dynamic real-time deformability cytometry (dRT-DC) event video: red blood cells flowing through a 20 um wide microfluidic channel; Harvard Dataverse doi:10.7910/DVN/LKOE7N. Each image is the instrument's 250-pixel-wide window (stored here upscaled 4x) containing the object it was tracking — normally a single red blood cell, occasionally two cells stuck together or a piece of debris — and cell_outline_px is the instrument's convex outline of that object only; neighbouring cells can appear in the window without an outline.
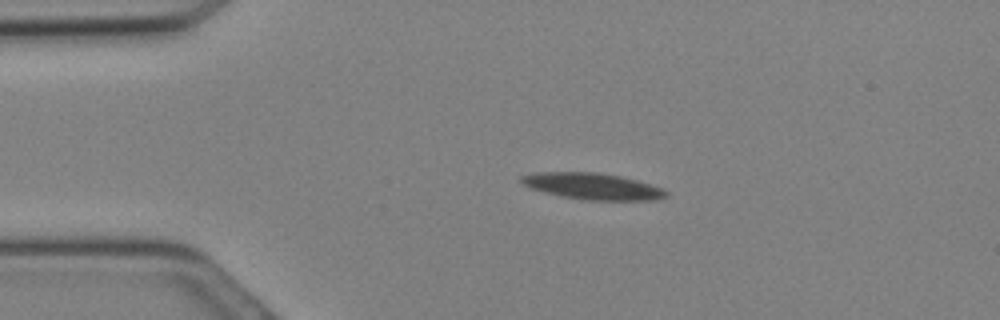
{"species": "Egyptian fruit bat (a non-hibernating species)", "species_latin": "Rousettus aegyptiacus", "temperature_condition": "cold", "stored_images_in_passage": 26, "camera_frame_rate_fps": 3000, "um_per_image_px": 0.085, "animal": {"sex": "female"}, "frame": {"image": 1, "passage_image": 1, "time_ms": 0.0, "image_size_px": [1000, 320], "cell_outline_px": [[668, 196], [656, 200], [588, 200], [560, 196], [544, 192], [532, 188], [524, 184], [520, 180], [520, 176], [532, 172], [596, 172], [620, 176], [636, 180], [660, 188], [668, 192]], "centroid_in_image_um": [50.34, 15.83], "position_along_channel_um": 34.7, "area_um2": 22.14}}
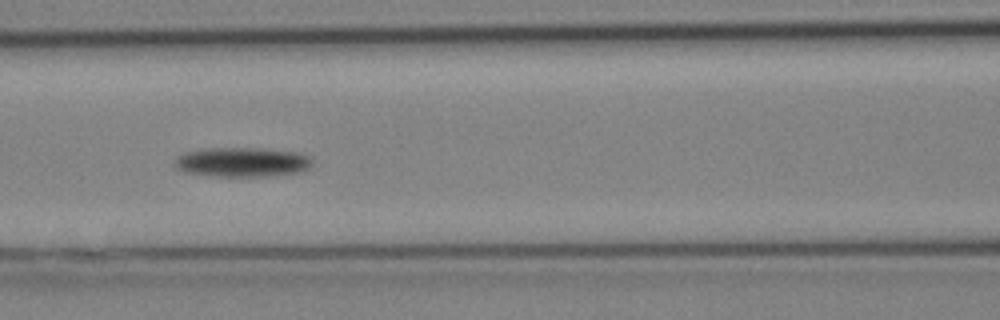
{"frame": {"image": 2, "passage_image": 8, "time_ms": 2.333, "image_size_px": [1000, 320], "cell_outline_px": [[312, 164], [308, 168], [296, 172], [260, 176], [216, 176], [188, 172], [176, 168], [176, 156], [184, 152], [200, 148], [264, 148], [300, 152], [308, 156], [312, 160]], "centroid_in_image_um": [20.57, 13.75], "position_along_channel_um": 146.0, "area_um2": 23.52}}
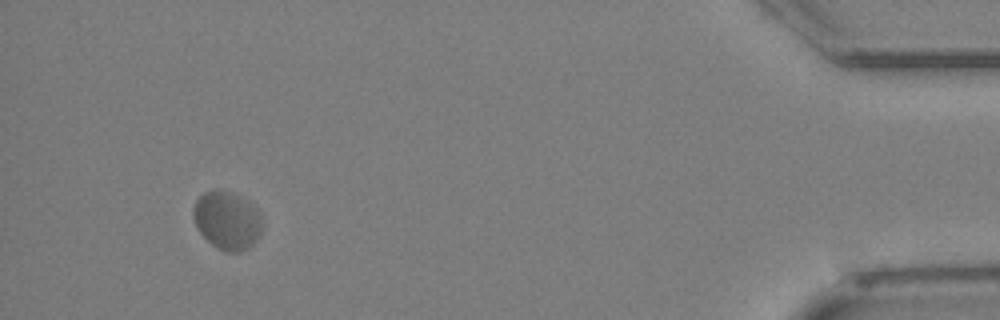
{"frame": {"image": 3, "passage_image": 24, "time_ms": 7.667, "image_size_px": [1000, 320], "cell_outline_px": [[264, 228], [256, 240], [248, 248], [240, 252], [228, 252], [216, 248], [200, 232], [192, 216], [192, 208], [196, 200], [204, 192], [216, 188], [240, 196], [252, 204], [260, 212], [264, 224]], "centroid_in_image_um": [19.33, 18.73], "position_along_channel_um": 415.9, "area_um2": 23.64}}